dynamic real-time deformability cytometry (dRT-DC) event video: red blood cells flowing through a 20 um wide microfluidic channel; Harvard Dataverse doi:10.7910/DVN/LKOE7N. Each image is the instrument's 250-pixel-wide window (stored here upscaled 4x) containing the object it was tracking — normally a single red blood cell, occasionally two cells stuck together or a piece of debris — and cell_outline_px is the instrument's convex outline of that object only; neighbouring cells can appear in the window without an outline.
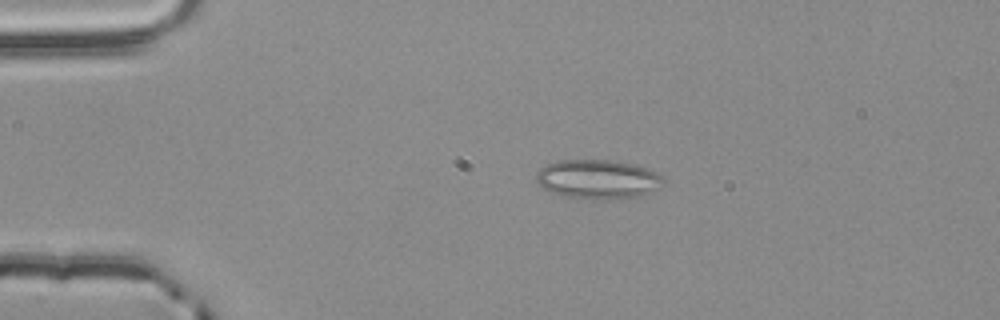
{"species": "common noctule bat (a hibernating species)", "species_latin": "Nyctalus noctula", "temperature_condition": "room temperature", "stored_images_in_passage": 43, "camera_frame_rate_fps": 3000, "um_per_image_px": 0.085, "animal": {"sex": "male", "body_mass_g": 20.4}, "frame": {"image": 1, "passage_image": 1, "time_ms": 0.0, "image_size_px": [1000, 320], "cell_outline_px": [[664, 180], [652, 192], [640, 196], [620, 200], [588, 200], [564, 196], [552, 192], [544, 188], [536, 180], [536, 172], [540, 168], [556, 160], [608, 160], [632, 164], [656, 172], [664, 176]], "centroid_in_image_um": [50.81, 15.26], "position_along_channel_um": 34.2, "area_um2": 29.3}}
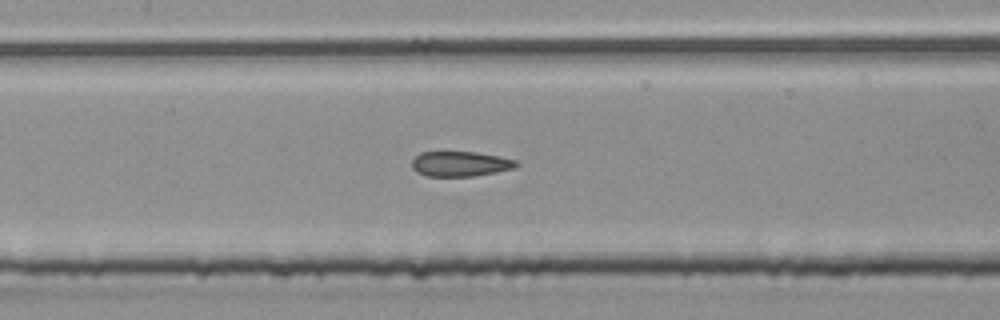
{"frame": {"image": 2, "passage_image": 15, "time_ms": 4.667, "image_size_px": [1000, 320], "cell_outline_px": [[520, 164], [516, 168], [496, 172], [472, 176], [428, 176], [416, 172], [412, 168], [412, 160], [420, 152], [476, 152], [500, 156], [516, 160]], "centroid_in_image_um": [39.15, 13.92], "position_along_channel_um": 168.3, "area_um2": 15.32}}
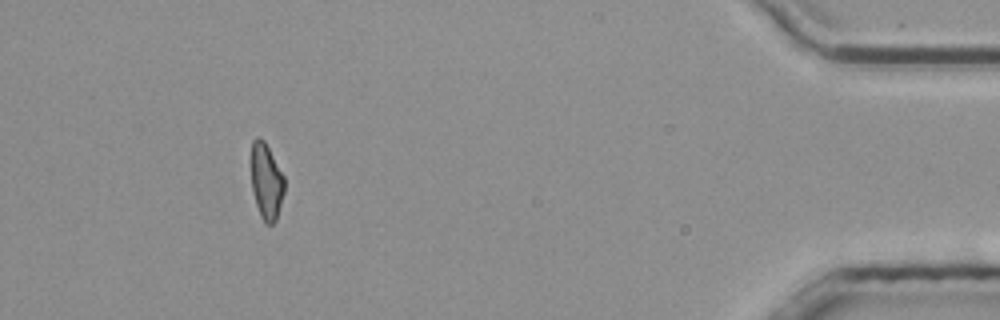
{"frame": {"image": 3, "passage_image": 39, "time_ms": 12.667, "image_size_px": [1000, 320], "cell_outline_px": [[284, 192], [276, 220], [272, 224], [264, 224], [260, 216], [256, 204], [252, 188], [252, 140], [256, 136], [260, 136], [264, 140], [284, 176]], "centroid_in_image_um": [22.64, 15.42], "position_along_channel_um": 412.6, "area_um2": 14.62}, "authors_computed_cell_mechanics": {"area_um2": 15.9528, "velocity_mm_per_s": 3.868, "shape_relaxation_time_tau1_ms": null, "shape_relaxation_time_tau2_ms": 2.0157, "deformation_change_tau1": null, "deformation_change_tau2": 0.1078}}